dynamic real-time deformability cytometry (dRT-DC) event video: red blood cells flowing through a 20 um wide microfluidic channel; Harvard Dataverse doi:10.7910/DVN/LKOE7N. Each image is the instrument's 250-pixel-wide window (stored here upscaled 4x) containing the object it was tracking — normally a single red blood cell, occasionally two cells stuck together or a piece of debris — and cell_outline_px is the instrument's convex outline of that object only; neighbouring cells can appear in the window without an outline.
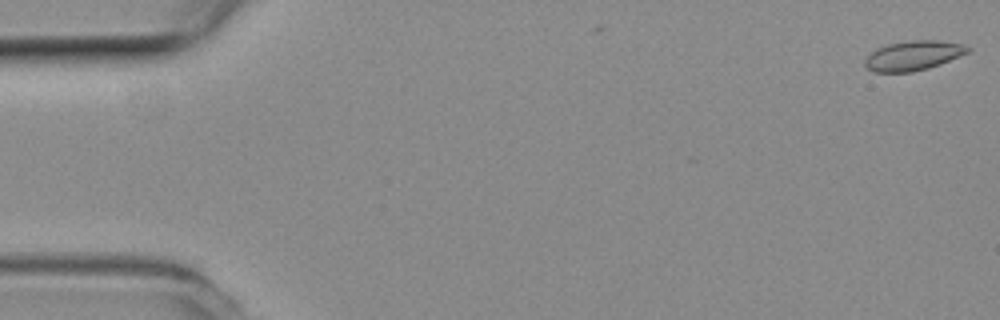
{"species": "common noctule bat (a hibernating species)", "species_latin": "Nyctalus noctula", "temperature_condition": "room temperature", "stored_images_in_passage": 5, "camera_frame_rate_fps": 3000, "um_per_image_px": 0.085, "animal": {"sex": "female", "body_mass_g": 19.3, "forearm_length_mm": 54.1}, "frame": {"image": 1, "passage_image": 1, "time_ms": 0.0, "image_size_px": [1000, 320], "cell_outline_px": [[972, 48], [968, 52], [940, 64], [928, 68], [912, 72], [872, 72], [864, 64], [864, 60], [876, 48], [888, 44], [912, 40], [936, 40], [964, 44]], "centroid_in_image_um": [77.62, 4.72], "position_along_channel_um": 7.4, "area_um2": 17.69}}